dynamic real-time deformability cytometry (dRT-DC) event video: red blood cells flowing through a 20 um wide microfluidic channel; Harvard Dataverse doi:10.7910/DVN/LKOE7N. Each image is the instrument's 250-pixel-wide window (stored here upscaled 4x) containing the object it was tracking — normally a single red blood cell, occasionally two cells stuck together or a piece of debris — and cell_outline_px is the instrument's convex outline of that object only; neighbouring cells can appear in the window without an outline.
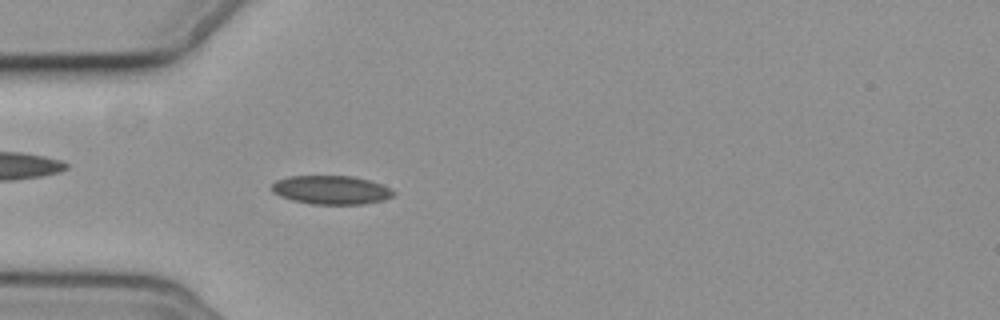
{"species": "common noctule bat (a hibernating species)", "species_latin": "Nyctalus noctula", "temperature_condition": "cold", "stored_images_in_passage": 57, "camera_frame_rate_fps": 3000, "um_per_image_px": 0.085, "animal": {"sex": "female", "body_mass_g": 19.3, "forearm_length_mm": 54.1}, "frame": {"image": 1, "passage_image": 17, "time_ms": 5.333, "image_size_px": [1000, 320], "cell_outline_px": [[396, 192], [392, 196], [384, 200], [364, 204], [312, 204], [292, 200], [280, 196], [272, 192], [272, 184], [276, 180], [288, 176], [352, 176], [368, 180], [380, 184]], "centroid_in_image_um": [28.12, 16.15], "position_along_channel_um": 56.9, "area_um2": 20.29}}
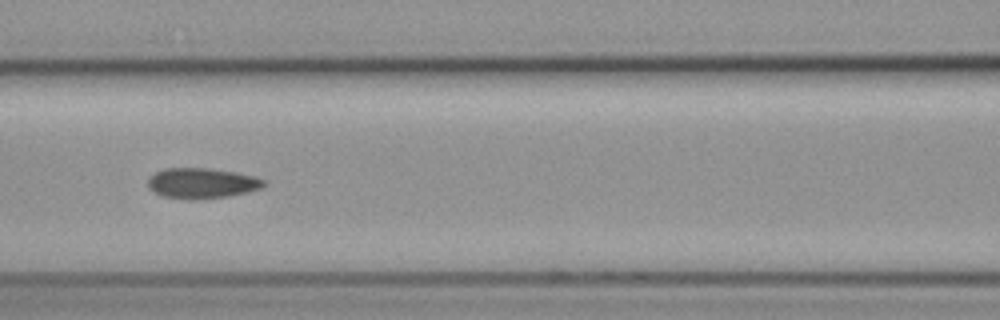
{"frame": {"image": 2, "passage_image": 25, "time_ms": 8.0, "image_size_px": [1000, 320], "cell_outline_px": [[264, 184], [260, 188], [228, 196], [188, 200], [164, 196], [148, 188], [148, 180], [156, 172], [164, 168], [212, 168], [236, 172], [256, 176], [264, 180]], "centroid_in_image_um": [17.14, 15.56], "position_along_channel_um": 149.5, "area_um2": 20.35}}
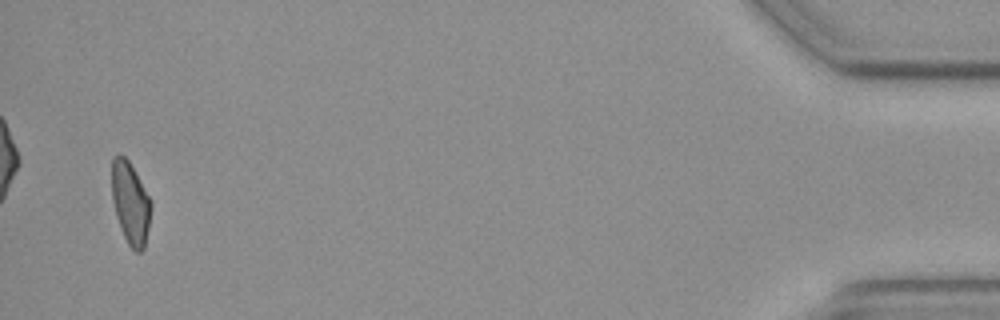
{"frame": {"image": 3, "passage_image": 55, "time_ms": 18.0, "image_size_px": [1000, 320], "cell_outline_px": [[152, 208], [144, 248], [140, 252], [136, 252], [128, 244], [120, 228], [116, 216], [112, 200], [112, 156], [120, 152], [128, 160], [152, 200]], "centroid_in_image_um": [11.09, 17.23], "position_along_channel_um": 424.1, "area_um2": 18.96}, "authors_computed_cell_mechanics": {"area_um2": 19.8832, "velocity_mm_per_s": 3.6658, "shape_relaxation_time_tau1_ms": null, "shape_relaxation_time_tau2_ms": 10.1613, "deformation_change_tau1": null, "deformation_change_tau2": 0.1344}}